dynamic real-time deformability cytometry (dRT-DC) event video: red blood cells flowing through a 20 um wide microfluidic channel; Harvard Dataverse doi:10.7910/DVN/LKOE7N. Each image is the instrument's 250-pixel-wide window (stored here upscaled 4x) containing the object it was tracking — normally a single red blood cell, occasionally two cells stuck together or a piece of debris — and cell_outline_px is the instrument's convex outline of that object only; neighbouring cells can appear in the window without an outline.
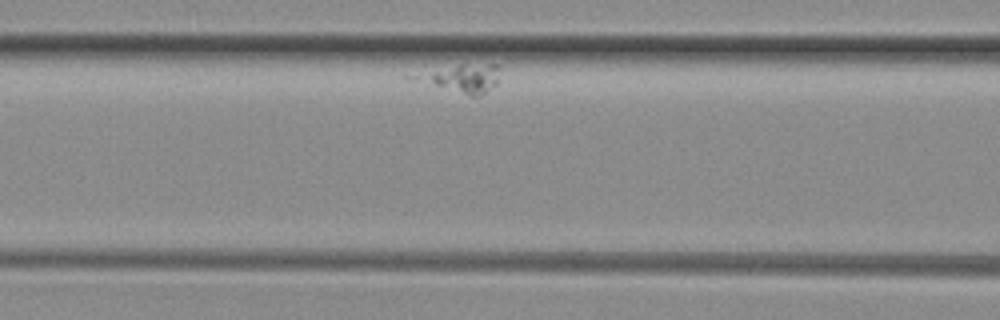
{"species": "common noctule bat (a hibernating species)", "species_latin": "Nyctalus noctula", "temperature_condition": "room temperature", "stored_images_in_passage": 9, "camera_frame_rate_fps": 3000, "um_per_image_px": 0.085, "animal": {"sex": "female", "body_mass_g": 29.2, "forearm_length_mm": 56.3}, "frame": {"image": 1, "passage_image": 6, "time_ms": 1.667, "image_size_px": [1000, 320], "cell_outline_px": [[500, 80], [496, 84], [480, 96], [472, 96], [436, 84], [428, 76], [436, 72], [460, 64], [500, 64]], "centroid_in_image_um": [39.84, 6.64], "position_along_channel_um": 126.8, "area_um2": 11.79}}